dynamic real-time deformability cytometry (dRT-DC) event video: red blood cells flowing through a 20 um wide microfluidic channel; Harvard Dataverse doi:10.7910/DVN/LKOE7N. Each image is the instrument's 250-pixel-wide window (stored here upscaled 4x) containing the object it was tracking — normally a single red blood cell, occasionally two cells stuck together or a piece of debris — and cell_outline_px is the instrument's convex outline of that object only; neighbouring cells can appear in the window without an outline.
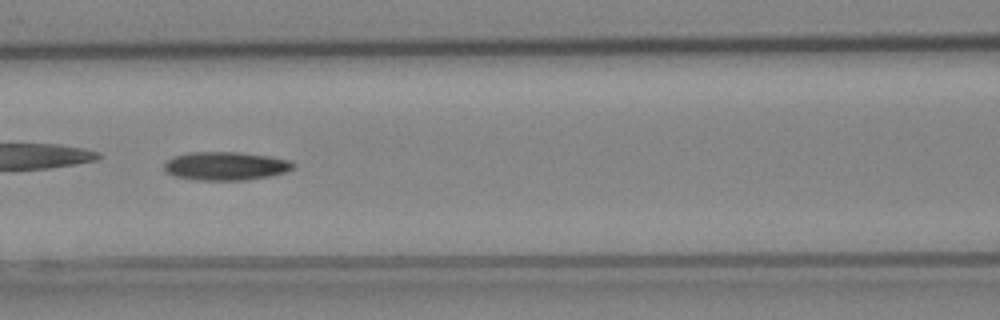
{"species": "Egyptian fruit bat (a non-hibernating species)", "species_latin": "Rousettus aegyptiacus", "temperature_condition": "cold", "stored_images_in_passage": 50, "camera_frame_rate_fps": 3000, "um_per_image_px": 0.085, "animal": {"sex": "female"}, "frame": {"image": 1, "passage_image": 22, "time_ms": 7.0, "image_size_px": [1000, 320], "cell_outline_px": [[296, 164], [292, 168], [284, 172], [268, 176], [244, 180], [200, 180], [176, 176], [168, 172], [164, 168], [164, 164], [168, 160], [176, 156], [192, 152], [236, 152], [268, 156], [288, 160]], "centroid_in_image_um": [19.19, 14.11], "position_along_channel_um": 147.4, "area_um2": 20.92}}